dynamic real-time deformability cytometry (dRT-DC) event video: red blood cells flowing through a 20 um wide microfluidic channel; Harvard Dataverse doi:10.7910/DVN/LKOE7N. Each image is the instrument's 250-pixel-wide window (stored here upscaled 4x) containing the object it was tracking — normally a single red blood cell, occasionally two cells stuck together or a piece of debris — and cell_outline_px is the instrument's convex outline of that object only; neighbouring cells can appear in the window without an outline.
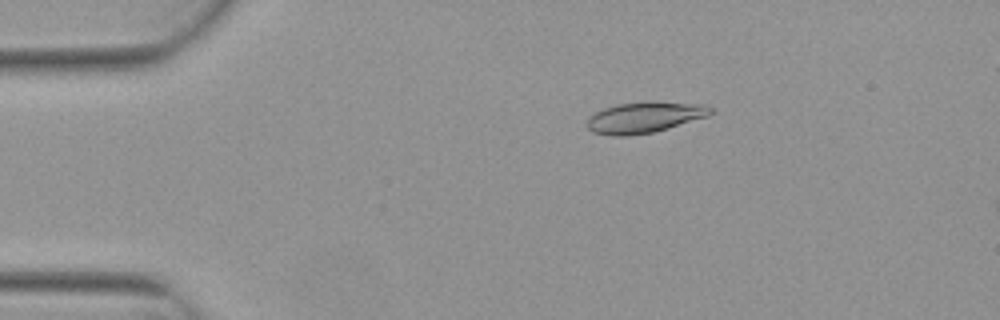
{"species": "Egyptian fruit bat (a non-hibernating species)", "species_latin": "Rousettus aegyptiacus", "temperature_condition": "warm", "stored_images_in_passage": 5, "camera_frame_rate_fps": 3000, "um_per_image_px": 0.085, "animal": {"sex": "female"}, "frame": {"image": 1, "passage_image": 3, "time_ms": 0.667, "image_size_px": [1000, 320], "cell_outline_px": [[712, 112], [708, 116], [668, 128], [652, 132], [628, 136], [612, 136], [592, 132], [588, 128], [588, 116], [604, 108], [616, 104], [652, 100], [704, 104], [712, 108]], "centroid_in_image_um": [54.79, 9.95], "position_along_channel_um": 30.2, "area_um2": 22.54}}